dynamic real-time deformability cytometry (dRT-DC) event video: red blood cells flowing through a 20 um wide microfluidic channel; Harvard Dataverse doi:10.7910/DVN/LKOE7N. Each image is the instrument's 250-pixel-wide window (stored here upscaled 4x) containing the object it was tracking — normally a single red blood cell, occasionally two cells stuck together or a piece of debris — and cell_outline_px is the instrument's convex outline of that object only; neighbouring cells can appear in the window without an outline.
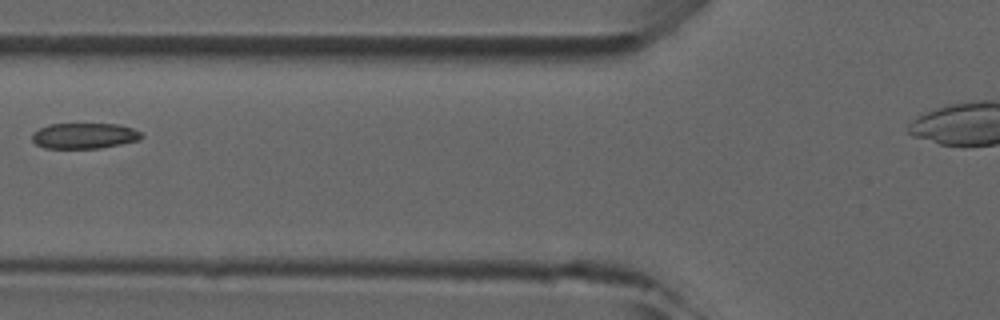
{"species": "common noctule bat (a hibernating species)", "species_latin": "Nyctalus noctula", "temperature_condition": "room temperature", "stored_images_in_passage": 6, "camera_frame_rate_fps": 3000, "um_per_image_px": 0.085, "animal": {"sex": "male", "forearm_length_mm": 52.5}, "frame": {"image": 1, "passage_image": 5, "time_ms": 4.667, "image_size_px": [1000, 320], "cell_outline_px": [[144, 136], [140, 140], [100, 148], [44, 148], [36, 144], [32, 140], [32, 132], [40, 128], [52, 124], [116, 124], [132, 128], [140, 132]], "centroid_in_image_um": [7.16, 11.54], "position_along_channel_um": 118.6, "area_um2": 16.3}}
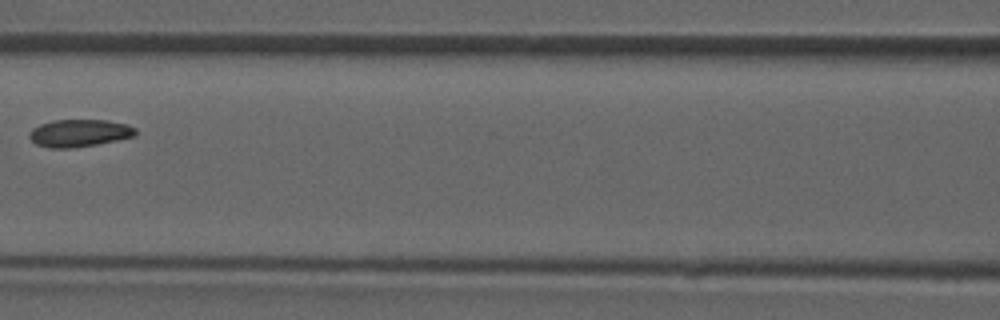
{"frame": {"image": 2, "passage_image": 6, "time_ms": 5.667, "image_size_px": [1000, 320], "cell_outline_px": [[136, 136], [96, 144], [72, 148], [48, 148], [36, 144], [28, 136], [32, 128], [40, 124], [56, 120], [108, 120], [128, 124], [136, 128]], "centroid_in_image_um": [6.75, 11.31], "position_along_channel_um": 159.8, "area_um2": 16.99}}